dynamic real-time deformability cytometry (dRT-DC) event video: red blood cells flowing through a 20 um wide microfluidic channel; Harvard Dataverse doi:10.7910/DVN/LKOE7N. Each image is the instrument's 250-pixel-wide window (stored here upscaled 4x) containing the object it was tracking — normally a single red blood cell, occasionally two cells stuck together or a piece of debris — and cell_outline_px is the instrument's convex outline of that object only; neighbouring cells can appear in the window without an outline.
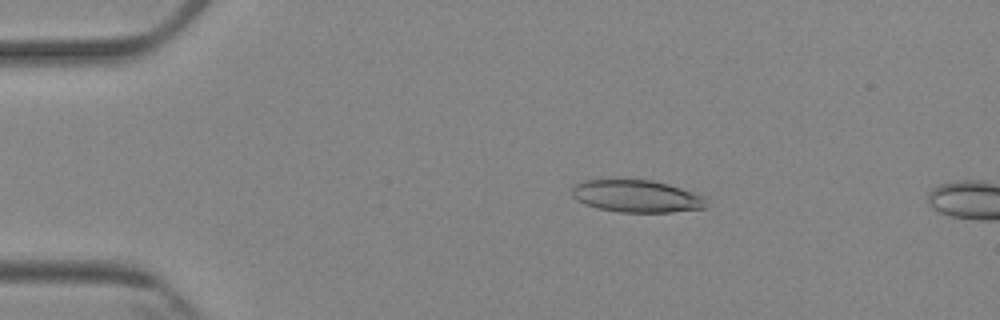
{"species": "Egyptian fruit bat (a non-hibernating species)", "species_latin": "Rousettus aegyptiacus", "temperature_condition": "cold", "stored_images_in_passage": 4, "camera_frame_rate_fps": 3000, "um_per_image_px": 0.085, "animal": {"sex": "female"}, "frame": {"image": 1, "passage_image": 3, "time_ms": 2.333, "image_size_px": [1000, 320], "cell_outline_px": [[708, 196], [704, 208], [672, 212], [620, 212], [600, 208], [584, 204], [576, 200], [572, 196], [572, 184], [584, 180], [652, 180], [668, 184]], "centroid_in_image_um": [54.12, 16.67], "position_along_channel_um": 30.9, "area_um2": 25.43}}